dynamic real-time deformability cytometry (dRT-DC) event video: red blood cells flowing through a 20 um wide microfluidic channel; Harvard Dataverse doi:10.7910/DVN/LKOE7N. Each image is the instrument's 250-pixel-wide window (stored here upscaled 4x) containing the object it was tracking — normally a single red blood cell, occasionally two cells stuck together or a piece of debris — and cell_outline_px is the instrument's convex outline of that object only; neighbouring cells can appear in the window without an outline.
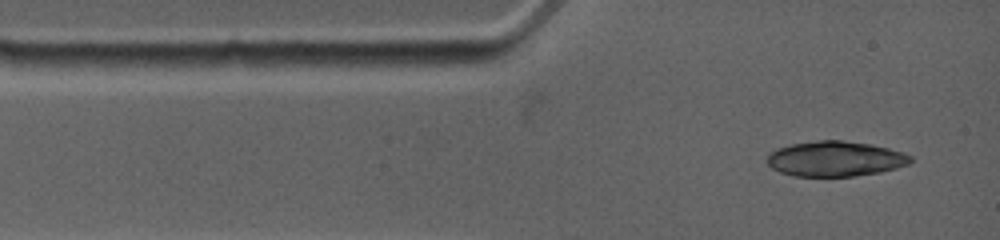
{"species": "common noctule bat (a hibernating species)", "species_latin": "Nyctalus noctula", "temperature_condition": "warm", "stored_images_in_passage": 2, "camera_frame_rate_fps": 4500, "um_per_image_px": 0.085, "animal": {"sex": "female", "body_mass_g": 19.0, "forearm_length_mm": 53.3}, "frame": {"image": 1, "passage_image": 1, "time_ms": 0.0, "image_size_px": [1000, 240], "cell_outline_px": [[912, 160], [908, 164], [896, 168], [880, 172], [852, 176], [792, 176], [780, 172], [772, 168], [764, 160], [768, 152], [776, 148], [792, 144], [816, 140], [844, 140], [868, 144], [888, 148], [912, 156]], "centroid_in_image_um": [70.93, 13.49], "position_along_channel_um": 14.1, "area_um2": 29.54}}